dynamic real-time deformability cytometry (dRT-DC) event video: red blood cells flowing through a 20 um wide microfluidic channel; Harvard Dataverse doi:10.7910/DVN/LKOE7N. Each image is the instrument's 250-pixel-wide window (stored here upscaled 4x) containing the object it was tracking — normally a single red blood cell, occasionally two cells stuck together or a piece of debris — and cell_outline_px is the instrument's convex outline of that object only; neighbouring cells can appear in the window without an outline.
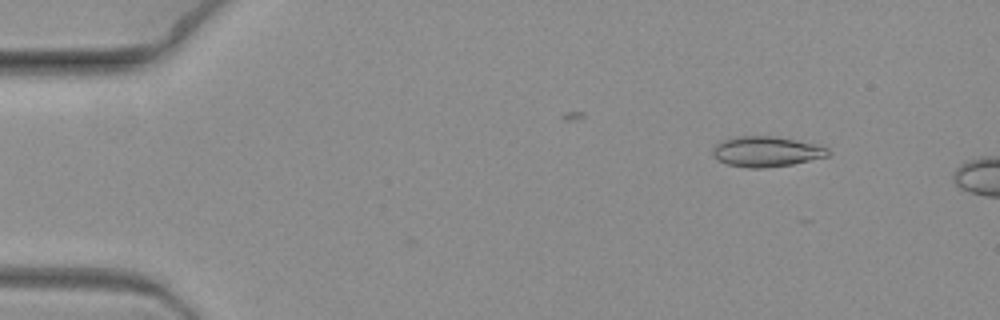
{"species": "common noctule bat (a hibernating species)", "species_latin": "Nyctalus noctula", "temperature_condition": "warm", "stored_images_in_passage": 5, "camera_frame_rate_fps": 3000, "um_per_image_px": 0.085, "animal": {"sex": "female", "body_mass_g": 19.3, "forearm_length_mm": 54.1}, "frame": {"image": 1, "passage_image": 2, "time_ms": 0.333, "image_size_px": [1000, 320], "cell_outline_px": [[828, 156], [792, 164], [764, 168], [748, 168], [728, 164], [716, 160], [712, 156], [712, 148], [716, 144], [724, 140], [740, 136], [776, 136], [816, 144], [828, 148]], "centroid_in_image_um": [65.1, 12.88], "position_along_channel_um": 19.9, "area_um2": 20.35}}